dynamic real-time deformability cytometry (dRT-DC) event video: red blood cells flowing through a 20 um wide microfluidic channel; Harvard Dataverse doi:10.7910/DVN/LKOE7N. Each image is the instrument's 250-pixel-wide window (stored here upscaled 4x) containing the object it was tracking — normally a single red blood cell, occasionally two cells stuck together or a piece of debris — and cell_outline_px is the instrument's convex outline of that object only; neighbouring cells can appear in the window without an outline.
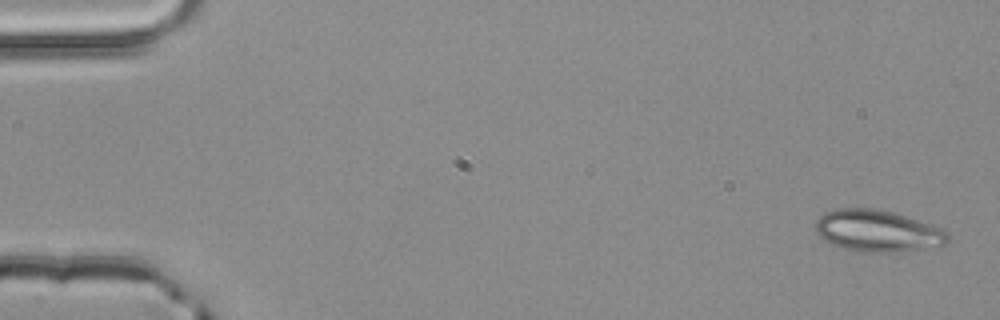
{"species": "common noctule bat (a hibernating species)", "species_latin": "Nyctalus noctula", "temperature_condition": "room temperature", "stored_images_in_passage": 5, "camera_frame_rate_fps": 3000, "um_per_image_px": 0.085, "animal": {"sex": "male", "body_mass_g": 20.4}, "frame": {"image": 1, "passage_image": 1, "time_ms": 0.0, "image_size_px": [1000, 320], "cell_outline_px": [[948, 240], [944, 244], [896, 252], [856, 252], [832, 244], [824, 240], [816, 232], [816, 220], [824, 212], [836, 208], [876, 208], [892, 212], [940, 228], [948, 236]], "centroid_in_image_um": [74.5, 19.62], "position_along_channel_um": 10.5, "area_um2": 31.67}}